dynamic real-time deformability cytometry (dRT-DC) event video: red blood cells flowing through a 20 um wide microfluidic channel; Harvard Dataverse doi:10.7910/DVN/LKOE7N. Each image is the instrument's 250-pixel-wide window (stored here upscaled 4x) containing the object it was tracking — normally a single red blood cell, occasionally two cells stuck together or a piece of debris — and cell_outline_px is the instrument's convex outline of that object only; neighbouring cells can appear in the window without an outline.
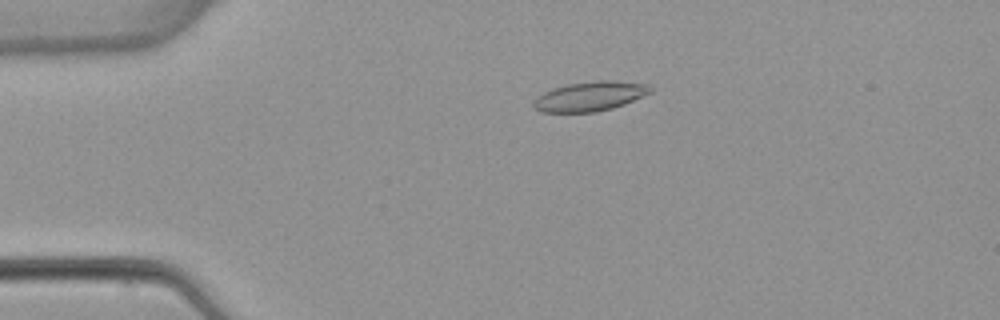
{"species": "common noctule bat (a hibernating species)", "species_latin": "Nyctalus noctula", "temperature_condition": "warm", "stored_images_in_passage": 4, "camera_frame_rate_fps": 3000, "um_per_image_px": 0.085, "animal": {"sex": "female", "body_mass_g": 22.7, "forearm_length_mm": 54.2}, "frame": {"image": 1, "passage_image": 3, "time_ms": 2.333, "image_size_px": [1000, 320], "cell_outline_px": [[652, 92], [624, 104], [612, 108], [596, 112], [540, 112], [532, 104], [544, 92], [552, 88], [568, 84], [596, 80], [612, 80], [648, 84], [652, 88]], "centroid_in_image_um": [50.18, 8.18], "position_along_channel_um": 34.8, "area_um2": 20.0}}